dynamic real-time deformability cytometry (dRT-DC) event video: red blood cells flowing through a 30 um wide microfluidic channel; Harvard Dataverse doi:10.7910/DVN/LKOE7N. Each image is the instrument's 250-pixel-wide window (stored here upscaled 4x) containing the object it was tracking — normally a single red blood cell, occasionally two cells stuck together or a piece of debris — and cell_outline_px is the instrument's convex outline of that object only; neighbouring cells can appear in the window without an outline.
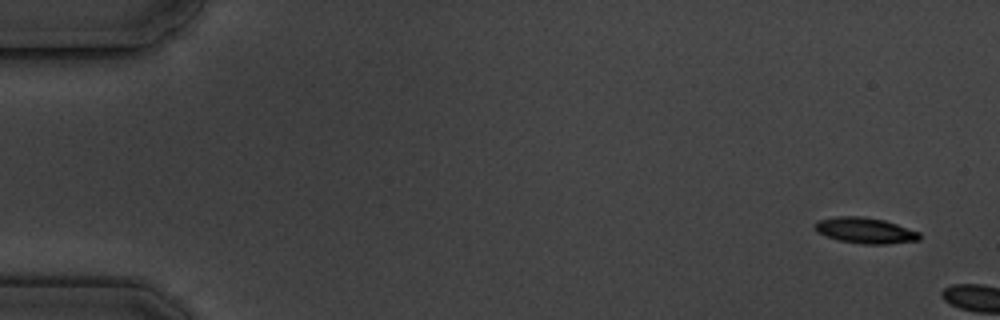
{"species": "common noctule bat (a hibernating species)", "species_latin": "Nyctalus noctula", "temperature_condition": "cold", "stored_images_in_passage": 2, "camera_frame_rate_fps": 3000, "um_per_image_px": 0.085, "animal": {"sex": "male", "body_mass_g": 19.5, "forearm_length_mm": 54.6}, "frame": {"image": 1, "passage_image": 1, "time_ms": 0.0, "image_size_px": [1000, 320], "cell_outline_px": [[920, 240], [888, 244], [860, 244], [836, 240], [816, 232], [812, 228], [816, 220], [836, 216], [864, 216], [884, 220], [920, 232]], "centroid_in_image_um": [73.48, 19.59], "position_along_channel_um": 11.5, "area_um2": 16.07}}